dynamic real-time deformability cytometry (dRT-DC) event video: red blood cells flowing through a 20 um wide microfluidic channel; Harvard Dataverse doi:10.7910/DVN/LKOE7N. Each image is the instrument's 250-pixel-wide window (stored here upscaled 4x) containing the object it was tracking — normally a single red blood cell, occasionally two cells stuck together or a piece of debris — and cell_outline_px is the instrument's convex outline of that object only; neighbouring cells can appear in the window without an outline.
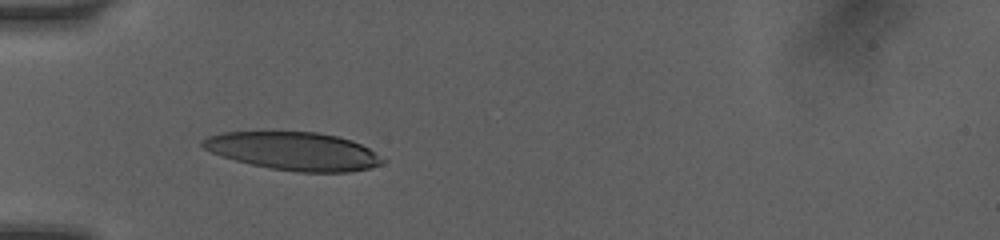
{"species": "human", "species_latin": "Homo sapiens", "temperature_condition": "room temperature", "stored_images_in_passage": 5, "camera_frame_rate_fps": 3000, "um_per_image_px": 0.085, "donor": {"sex": "female"}, "frame": {"image": 1, "passage_image": 1, "time_ms": 0.0, "image_size_px": [1000, 240], "cell_outline_px": [[388, 160], [380, 164], [368, 168], [348, 172], [296, 172], [268, 168], [236, 160], [212, 152], [204, 148], [200, 144], [200, 140], [208, 136], [224, 132], [316, 132], [336, 136], [352, 140], [368, 148]], "centroid_in_image_um": [24.98, 12.85], "position_along_channel_um": 60.0, "area_um2": 39.77}}